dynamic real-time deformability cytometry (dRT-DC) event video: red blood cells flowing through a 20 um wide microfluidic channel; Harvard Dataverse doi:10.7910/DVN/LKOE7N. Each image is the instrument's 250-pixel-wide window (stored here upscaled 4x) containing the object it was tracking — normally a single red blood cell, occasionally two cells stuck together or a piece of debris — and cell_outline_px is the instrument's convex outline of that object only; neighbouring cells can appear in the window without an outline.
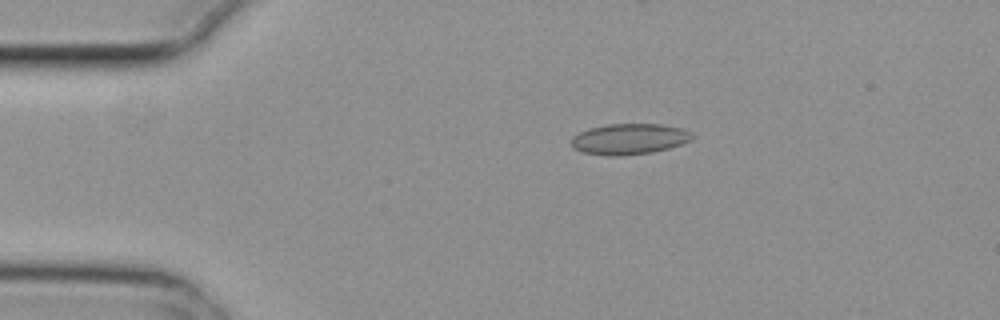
{"species": "common noctule bat (a hibernating species)", "species_latin": "Nyctalus noctula", "temperature_condition": "cold", "stored_images_in_passage": 4, "camera_frame_rate_fps": 3000, "um_per_image_px": 0.085, "animal": {"sex": "female", "body_mass_g": 29.2, "forearm_length_mm": 56.3}, "frame": {"image": 1, "passage_image": 2, "time_ms": 0.333, "image_size_px": [1000, 320], "cell_outline_px": [[696, 136], [692, 140], [668, 148], [652, 152], [620, 156], [608, 156], [584, 152], [572, 148], [572, 136], [588, 128], [608, 124], [660, 124], [684, 128], [692, 132]], "centroid_in_image_um": [53.52, 11.81], "position_along_channel_um": 31.5, "area_um2": 21.85}}
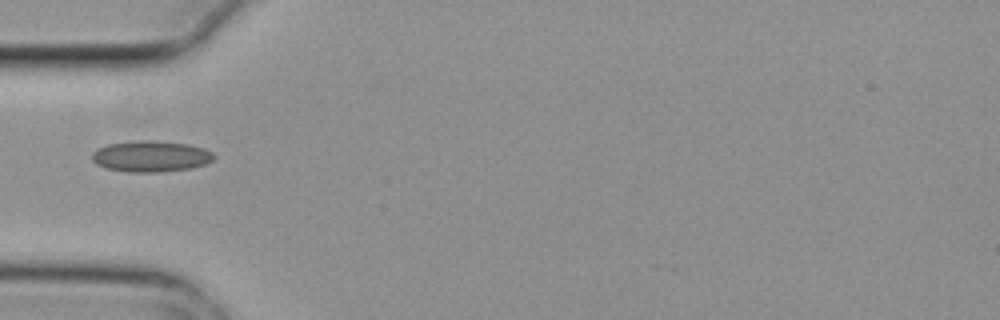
{"frame": {"image": 2, "passage_image": 4, "time_ms": 1.0, "image_size_px": [1000, 320], "cell_outline_px": [[216, 156], [212, 160], [204, 164], [192, 168], [156, 172], [128, 172], [104, 168], [96, 164], [92, 160], [92, 152], [96, 148], [108, 144], [128, 140], [156, 140], [188, 144], [204, 148], [212, 152]], "centroid_in_image_um": [12.78, 13.27], "position_along_channel_um": 72.2, "area_um2": 22.43}}